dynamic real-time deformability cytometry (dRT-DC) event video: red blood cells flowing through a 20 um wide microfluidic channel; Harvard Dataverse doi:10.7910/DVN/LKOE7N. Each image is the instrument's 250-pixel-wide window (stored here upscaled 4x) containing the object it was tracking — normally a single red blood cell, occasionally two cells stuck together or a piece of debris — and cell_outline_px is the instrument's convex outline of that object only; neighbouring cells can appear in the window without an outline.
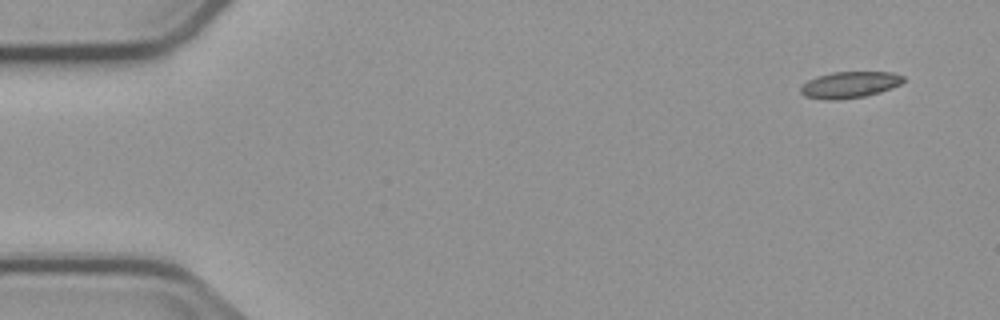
{"species": "common noctule bat (a hibernating species)", "species_latin": "Nyctalus noctula", "temperature_condition": "cold", "stored_images_in_passage": 8, "camera_frame_rate_fps": 3000, "um_per_image_px": 0.085, "animal": {"sex": "male", "body_mass_g": 23.1, "forearm_length_mm": 52.7}, "frame": {"image": 1, "passage_image": 1, "time_ms": 0.0, "image_size_px": [1000, 320], "cell_outline_px": [[904, 80], [900, 84], [880, 92], [864, 96], [828, 100], [824, 100], [804, 96], [800, 92], [800, 88], [808, 80], [816, 76], [832, 72], [892, 72], [904, 76]], "centroid_in_image_um": [72.2, 7.19], "position_along_channel_um": 12.8, "area_um2": 15.66}}
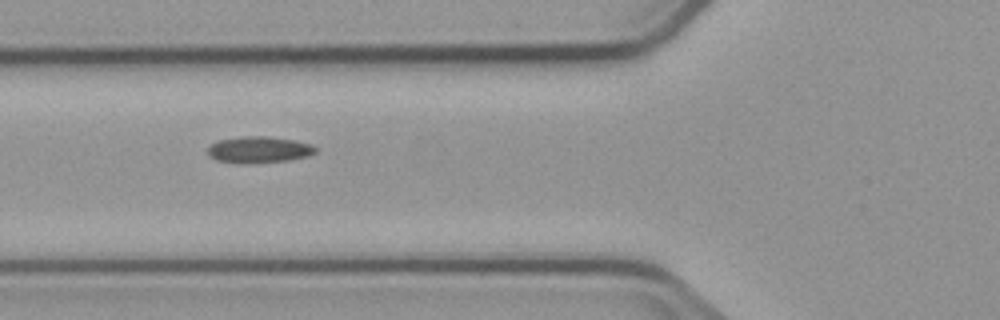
{"frame": {"image": 2, "passage_image": 6, "time_ms": 5.667, "image_size_px": [1000, 320], "cell_outline_px": [[316, 152], [308, 156], [288, 160], [256, 164], [240, 164], [216, 160], [208, 156], [208, 148], [212, 144], [220, 140], [244, 136], [268, 136], [292, 140], [312, 144], [316, 148]], "centroid_in_image_um": [22.0, 12.74], "position_along_channel_um": 103.8, "area_um2": 16.76}}
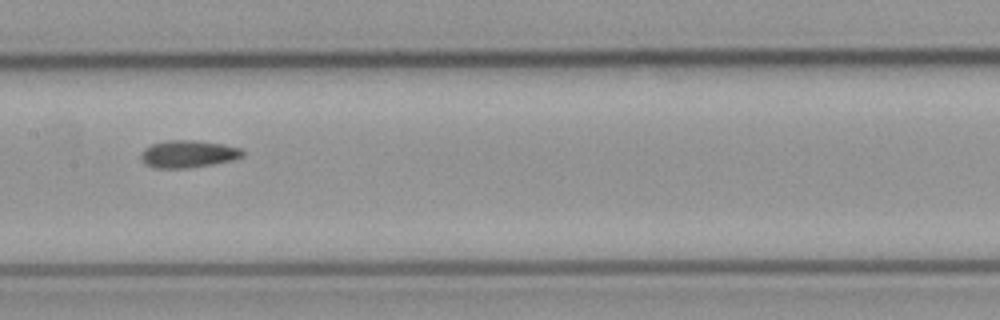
{"frame": {"image": 3, "passage_image": 8, "time_ms": 8.0, "image_size_px": [1000, 320], "cell_outline_px": [[244, 156], [232, 160], [212, 164], [188, 168], [156, 168], [144, 164], [140, 156], [140, 152], [144, 148], [152, 144], [168, 140], [192, 140], [220, 144], [240, 148], [244, 152]], "centroid_in_image_um": [15.95, 13.09], "position_along_channel_um": 191.4, "area_um2": 16.13}}